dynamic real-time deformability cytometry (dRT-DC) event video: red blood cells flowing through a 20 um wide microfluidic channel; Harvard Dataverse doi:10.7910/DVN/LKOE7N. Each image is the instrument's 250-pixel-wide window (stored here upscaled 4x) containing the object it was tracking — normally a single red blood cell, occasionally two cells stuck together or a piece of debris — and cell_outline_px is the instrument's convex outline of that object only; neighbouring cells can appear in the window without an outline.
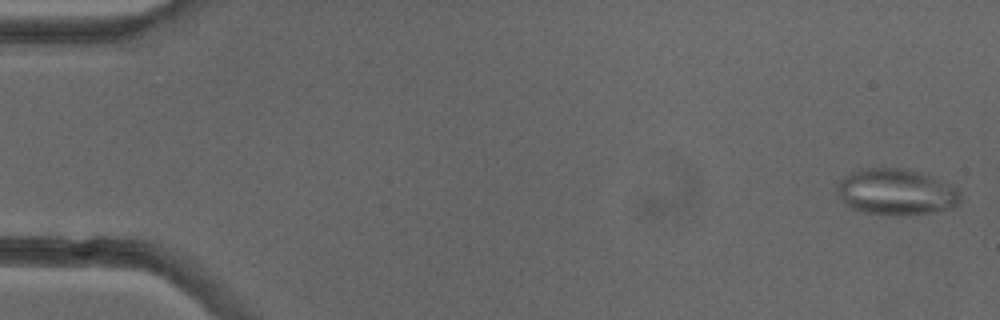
{"species": "common noctule bat (a hibernating species)", "species_latin": "Nyctalus noctula", "temperature_condition": "cold", "stored_images_in_passage": 51, "camera_frame_rate_fps": 3000, "um_per_image_px": 0.085, "animal": {"sex": "female"}, "frame": {"image": 1, "passage_image": 1, "time_ms": 0.0, "image_size_px": [1000, 320], "cell_outline_px": [[960, 200], [952, 208], [908, 216], [888, 216], [864, 212], [852, 208], [844, 204], [836, 196], [836, 184], [844, 176], [860, 168], [904, 168], [920, 172], [952, 184], [960, 192]], "centroid_in_image_um": [76.13, 16.33], "position_along_channel_um": 8.9, "area_um2": 33.81}}
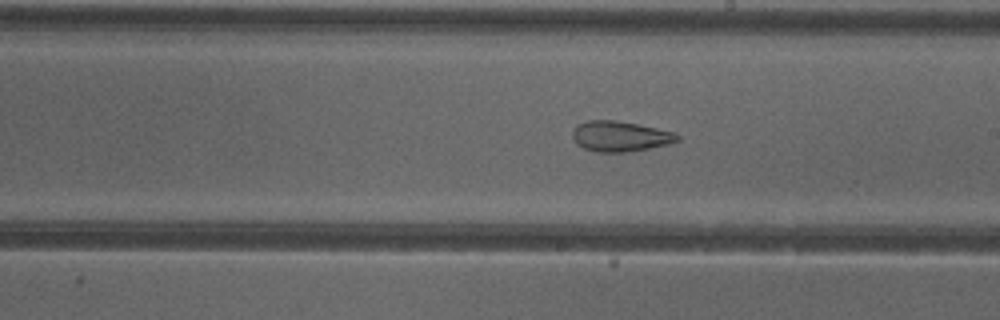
{"frame": {"image": 2, "passage_image": 29, "time_ms": 9.333, "image_size_px": [1000, 320], "cell_outline_px": [[680, 140], [668, 144], [628, 152], [596, 152], [584, 148], [576, 144], [572, 136], [572, 132], [576, 124], [588, 120], [616, 120], [676, 132], [680, 136]], "centroid_in_image_um": [52.69, 11.58], "position_along_channel_um": 236.3, "area_um2": 18.67}}
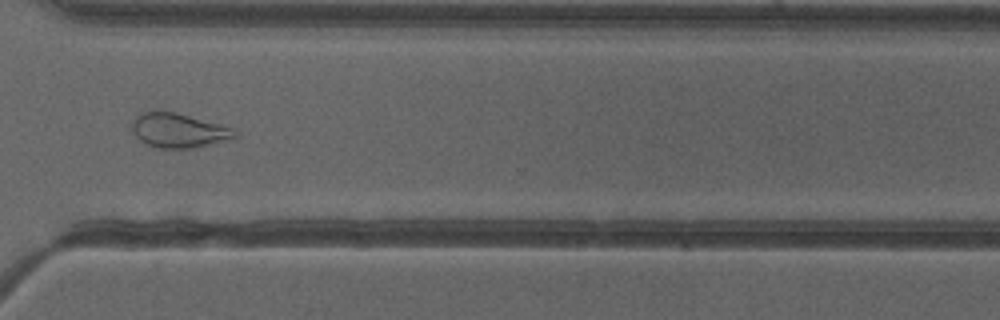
{"frame": {"image": 3, "passage_image": 38, "time_ms": 12.333, "image_size_px": [1000, 320], "cell_outline_px": [[236, 136], [208, 144], [192, 148], [160, 148], [148, 144], [140, 140], [136, 136], [132, 128], [132, 120], [140, 112], [172, 112], [236, 128]], "centroid_in_image_um": [15.15, 11.08], "position_along_channel_um": 355.5, "area_um2": 20.0}, "authors_computed_cell_mechanics": {"area_um2": 24.854, "velocity_mm_per_s": 3.986, "shape_relaxation_time_tau1_ms": null, "shape_relaxation_time_tau2_ms": 2.6954, "deformation_change_tau1": null, "deformation_change_tau2": 0.1166}}